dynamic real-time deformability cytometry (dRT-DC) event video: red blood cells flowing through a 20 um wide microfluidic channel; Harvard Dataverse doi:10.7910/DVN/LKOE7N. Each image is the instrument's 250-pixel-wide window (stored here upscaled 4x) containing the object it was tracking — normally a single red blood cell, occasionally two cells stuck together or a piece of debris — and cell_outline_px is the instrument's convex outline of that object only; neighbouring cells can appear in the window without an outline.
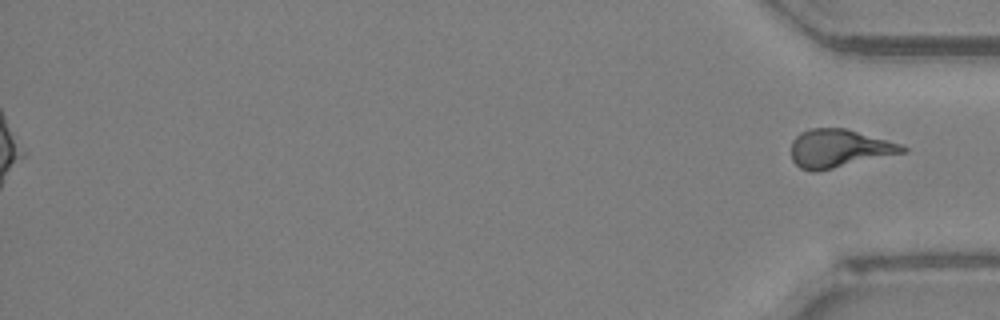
{"species": "Egyptian fruit bat (a non-hibernating species)", "species_latin": "Rousettus aegyptiacus", "temperature_condition": "room temperature", "stored_images_in_passage": 52, "segment_of_instrument_passage": [2, 2], "camera_frame_rate_fps": 3000, "um_per_image_px": 0.085, "animal": {"sex": "female"}, "frame": {"image": 1, "passage_image": 52, "time_ms": 17.0, "image_size_px": [1000, 320], "cell_outline_px": [[908, 152], [816, 172], [812, 172], [800, 168], [792, 160], [792, 140], [800, 132], [808, 128], [844, 128], [900, 144], [908, 148]], "centroid_in_image_um": [71.3, 12.63], "position_along_channel_um": 363.9, "area_um2": 24.74}}